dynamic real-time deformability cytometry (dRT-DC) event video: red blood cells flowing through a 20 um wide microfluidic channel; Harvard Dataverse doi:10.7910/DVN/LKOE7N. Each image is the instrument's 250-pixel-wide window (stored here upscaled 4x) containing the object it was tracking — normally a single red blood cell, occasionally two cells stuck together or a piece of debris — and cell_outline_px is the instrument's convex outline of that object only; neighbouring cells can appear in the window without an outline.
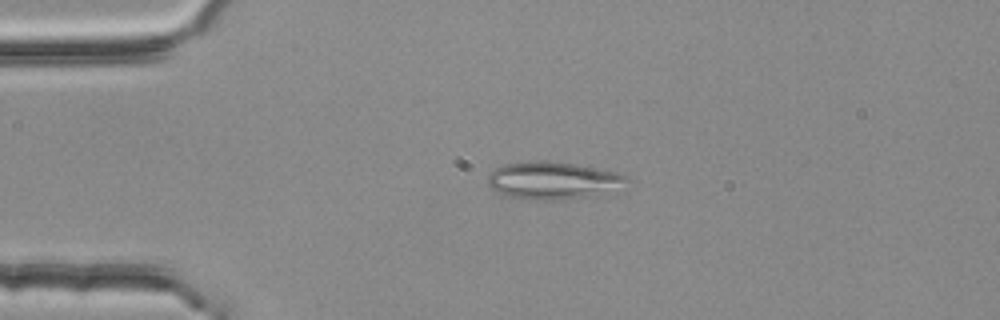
{"species": "common noctule bat (a hibernating species)", "species_latin": "Nyctalus noctula", "temperature_condition": "room temperature", "stored_images_in_passage": 43, "camera_frame_rate_fps": 3000, "um_per_image_px": 0.085, "animal": {"sex": "female", "body_mass_g": 25.1}, "frame": {"image": 1, "passage_image": 2, "time_ms": 0.333, "image_size_px": [1000, 320], "cell_outline_px": [[628, 180], [600, 196], [564, 200], [532, 200], [512, 196], [496, 192], [488, 184], [488, 176], [496, 168], [504, 164], [536, 160], [540, 160], [572, 164], [616, 172], [624, 176]], "centroid_in_image_um": [46.96, 15.36], "position_along_channel_um": 38.0, "area_um2": 30.0}}
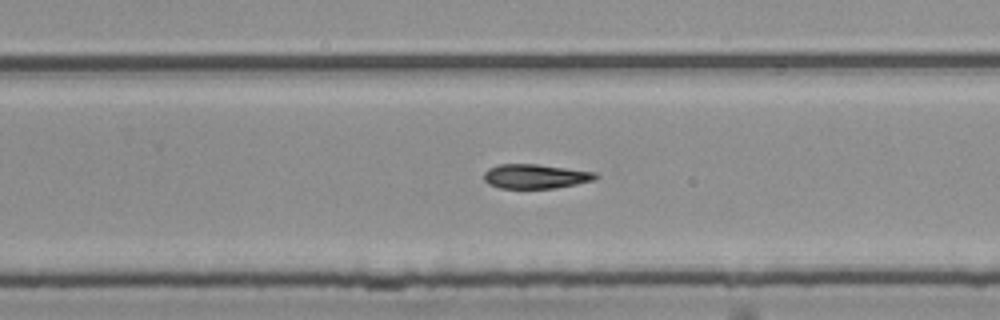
{"frame": {"image": 2, "passage_image": 24, "time_ms": 7.667, "image_size_px": [1000, 320], "cell_outline_px": [[600, 176], [592, 180], [576, 184], [556, 188], [500, 188], [488, 184], [484, 180], [484, 172], [488, 168], [500, 164], [536, 164], [596, 172]], "centroid_in_image_um": [45.49, 14.99], "position_along_channel_um": 284.3, "area_um2": 15.84}}
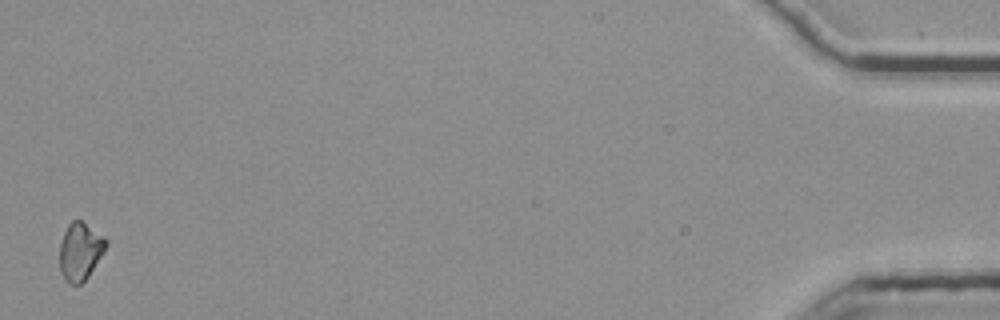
{"frame": {"image": 3, "passage_image": 43, "time_ms": 14.0, "image_size_px": [1000, 320], "cell_outline_px": [[108, 244], [104, 252], [88, 276], [80, 284], [72, 284], [60, 272], [60, 240], [68, 224], [72, 220], [80, 220], [104, 236], [108, 240]], "centroid_in_image_um": [6.83, 21.33], "position_along_channel_um": 428.4, "area_um2": 15.43}}